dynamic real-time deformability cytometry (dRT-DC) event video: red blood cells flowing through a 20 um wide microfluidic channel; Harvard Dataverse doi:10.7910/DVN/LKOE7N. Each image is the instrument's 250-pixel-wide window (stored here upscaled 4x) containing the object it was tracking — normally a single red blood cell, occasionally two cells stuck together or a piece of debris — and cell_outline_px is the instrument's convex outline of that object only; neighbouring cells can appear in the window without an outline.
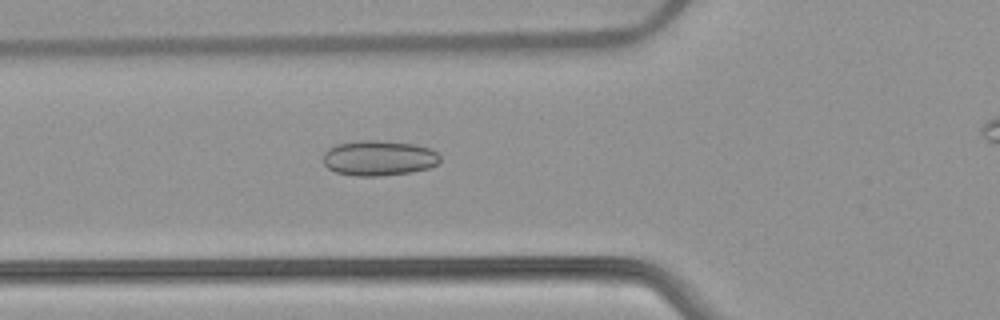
{"species": "common noctule bat (a hibernating species)", "species_latin": "Nyctalus noctula", "temperature_condition": "warm", "stored_images_in_passage": 47, "camera_frame_rate_fps": 3000, "um_per_image_px": 0.085, "animal": {"sex": "female", "body_mass_g": 22.7, "forearm_length_mm": 54.2}, "frame": {"image": 1, "passage_image": 19, "time_ms": 6.0, "image_size_px": [1000, 320], "cell_outline_px": [[440, 160], [436, 164], [428, 168], [412, 172], [380, 176], [356, 176], [336, 172], [328, 168], [324, 164], [324, 152], [328, 148], [336, 144], [356, 140], [380, 140], [416, 144], [432, 148], [440, 156]], "centroid_in_image_um": [32.2, 13.42], "position_along_channel_um": 93.6, "area_um2": 24.28}}
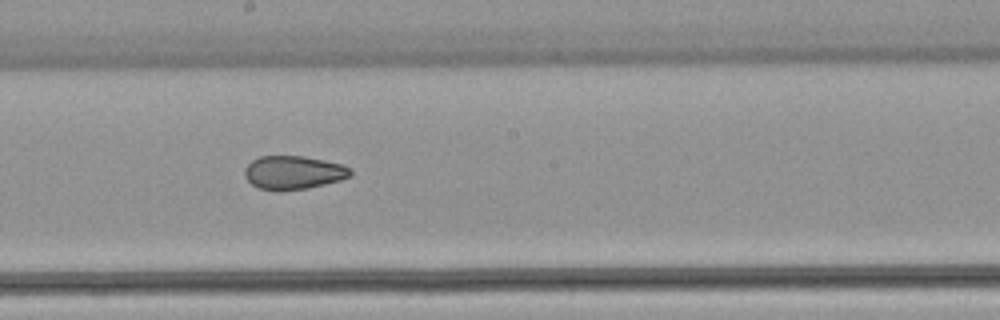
{"frame": {"image": 2, "passage_image": 29, "time_ms": 9.333, "image_size_px": [1000, 320], "cell_outline_px": [[352, 176], [340, 180], [308, 188], [280, 192], [276, 192], [260, 188], [252, 184], [244, 176], [244, 168], [252, 160], [260, 156], [304, 156], [344, 164], [352, 168]], "centroid_in_image_um": [24.95, 14.67], "position_along_channel_um": 223.2, "area_um2": 21.04}}
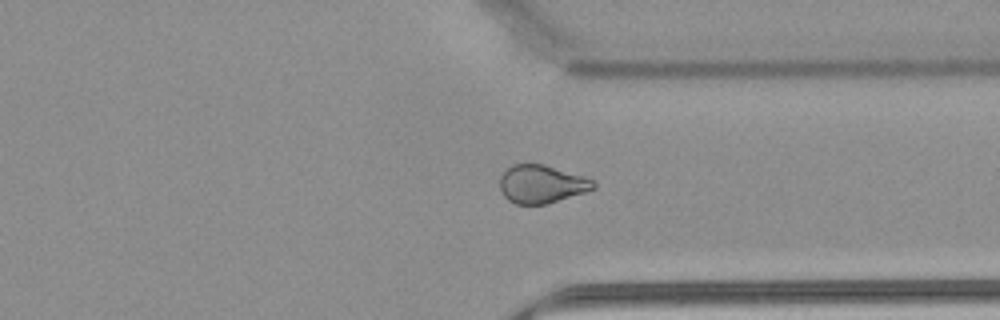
{"frame": {"image": 3, "passage_image": 40, "time_ms": 13.0, "image_size_px": [1000, 320], "cell_outline_px": [[596, 188], [584, 192], [544, 204], [516, 204], [508, 200], [504, 196], [500, 188], [500, 176], [512, 164], [544, 164], [584, 176], [592, 180], [596, 184]], "centroid_in_image_um": [46.02, 15.64], "position_along_channel_um": 365.4, "area_um2": 20.58}}